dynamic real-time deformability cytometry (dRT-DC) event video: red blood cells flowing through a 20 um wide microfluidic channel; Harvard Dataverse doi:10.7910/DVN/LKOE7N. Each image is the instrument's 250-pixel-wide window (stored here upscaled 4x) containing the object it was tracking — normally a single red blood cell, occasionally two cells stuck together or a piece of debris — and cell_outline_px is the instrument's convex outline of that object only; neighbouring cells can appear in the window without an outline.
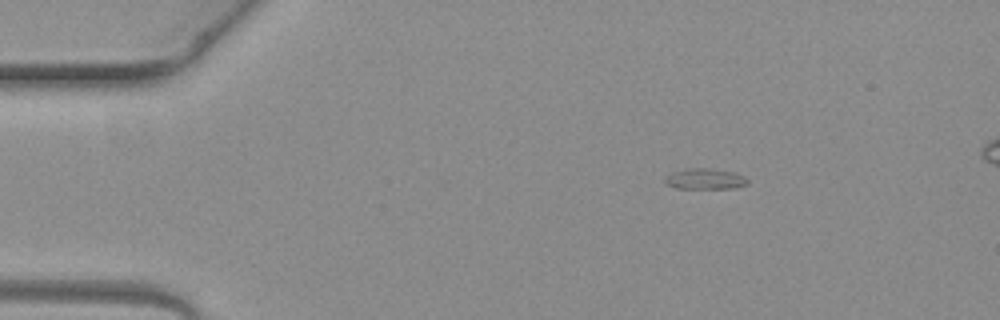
{"species": "common noctule bat (a hibernating species)", "species_latin": "Nyctalus noctula", "temperature_condition": "warm", "stored_images_in_passage": 5, "camera_frame_rate_fps": 3000, "um_per_image_px": 0.085, "animal": {"sex": "female", "body_mass_g": 19.3, "forearm_length_mm": 54.1}, "frame": {"image": 1, "passage_image": 3, "time_ms": 0.667, "image_size_px": [1000, 320], "cell_outline_px": [[748, 184], [732, 188], [676, 188], [668, 184], [664, 180], [664, 176], [672, 172], [688, 168], [708, 168], [736, 172], [744, 176], [748, 180]], "centroid_in_image_um": [59.93, 15.19], "position_along_channel_um": 25.1, "area_um2": 10.0}}